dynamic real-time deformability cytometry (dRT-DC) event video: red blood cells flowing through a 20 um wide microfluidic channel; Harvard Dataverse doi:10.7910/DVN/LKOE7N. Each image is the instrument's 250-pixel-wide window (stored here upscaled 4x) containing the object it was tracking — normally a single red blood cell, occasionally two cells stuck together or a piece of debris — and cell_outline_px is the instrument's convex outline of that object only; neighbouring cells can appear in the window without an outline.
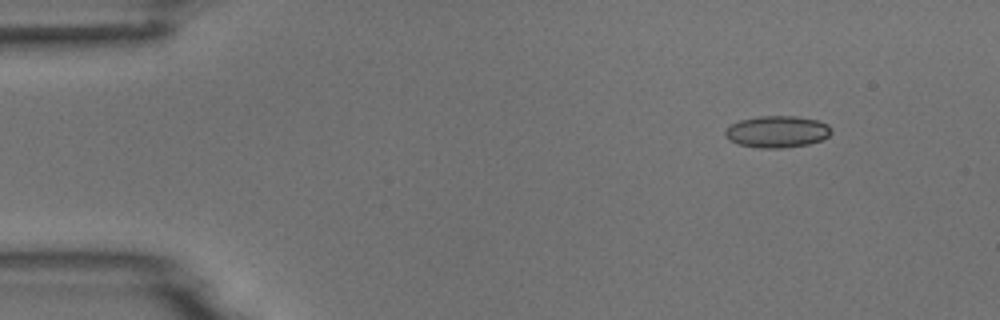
{"species": "common noctule bat (a hibernating species)", "species_latin": "Nyctalus noctula", "temperature_condition": "room temperature", "stored_images_in_passage": 9, "camera_frame_rate_fps": 3000, "um_per_image_px": 0.085, "animal": {"sex": "male", "body_mass_g": 18.8}, "frame": {"image": 1, "passage_image": 1, "time_ms": 0.0, "image_size_px": [1000, 320], "cell_outline_px": [[832, 132], [828, 136], [820, 140], [808, 144], [784, 148], [760, 148], [736, 144], [728, 140], [724, 132], [732, 124], [740, 120], [760, 116], [796, 116], [816, 120], [828, 124], [832, 128]], "centroid_in_image_um": [66.06, 11.2], "position_along_channel_um": 18.9, "area_um2": 19.65}}
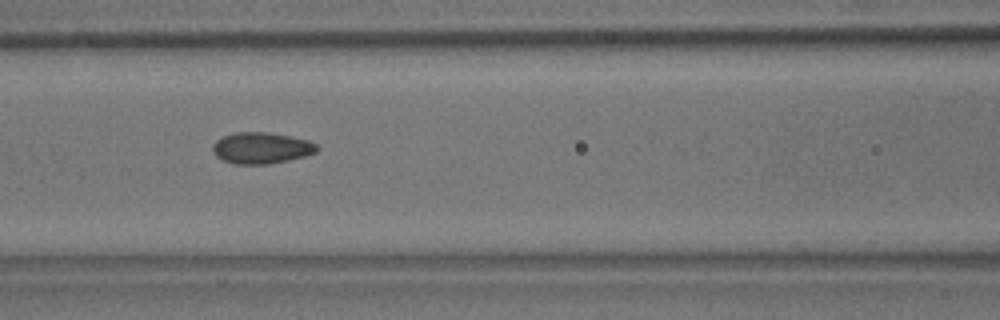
{"frame": {"image": 2, "passage_image": 6, "time_ms": 5.667, "image_size_px": [1000, 320], "cell_outline_px": [[320, 148], [316, 152], [304, 156], [288, 160], [268, 164], [236, 164], [224, 160], [216, 156], [212, 152], [212, 144], [216, 140], [232, 132], [264, 132], [292, 136], [308, 140], [316, 144]], "centroid_in_image_um": [22.21, 12.57], "position_along_channel_um": 144.4, "area_um2": 19.07}}
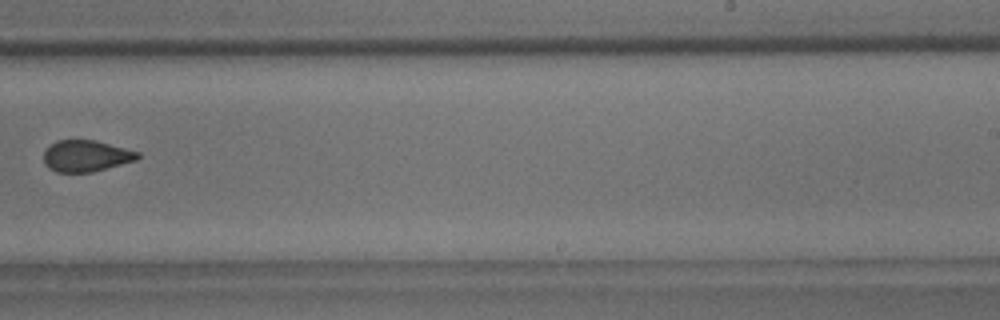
{"frame": {"image": 3, "passage_image": 9, "time_ms": 9.333, "image_size_px": [1000, 320], "cell_outline_px": [[140, 156], [136, 160], [92, 172], [56, 172], [48, 168], [44, 164], [44, 152], [56, 140], [96, 140], [140, 152]], "centroid_in_image_um": [7.31, 13.25], "position_along_channel_um": 281.7, "area_um2": 17.17}}